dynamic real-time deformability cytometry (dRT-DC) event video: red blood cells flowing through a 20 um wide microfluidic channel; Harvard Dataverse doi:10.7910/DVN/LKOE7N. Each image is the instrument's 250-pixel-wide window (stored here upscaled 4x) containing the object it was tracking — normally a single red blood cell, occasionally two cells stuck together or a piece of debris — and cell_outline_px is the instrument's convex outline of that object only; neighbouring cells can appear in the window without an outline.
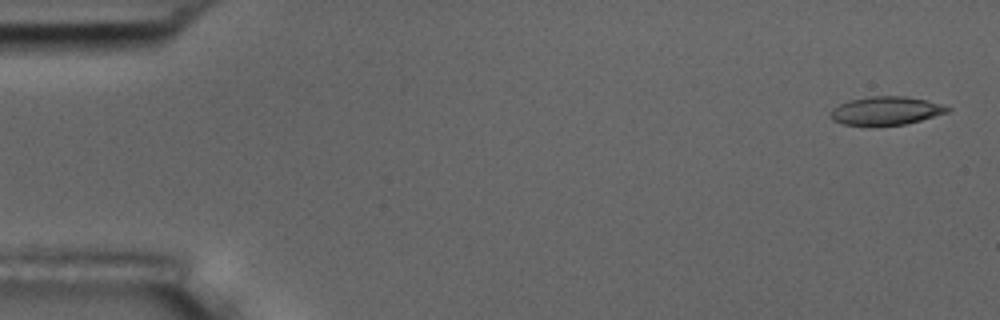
{"species": "common noctule bat (a hibernating species)", "species_latin": "Nyctalus noctula", "temperature_condition": "room temperature", "stored_images_in_passage": 5, "camera_frame_rate_fps": 3000, "um_per_image_px": 0.085, "animal": {"sex": "male", "body_mass_g": 17.5, "forearm_length_mm": 52.3}, "frame": {"image": 1, "passage_image": 1, "time_ms": 0.0, "image_size_px": [1000, 320], "cell_outline_px": [[952, 108], [948, 112], [920, 120], [904, 124], [876, 128], [872, 128], [844, 124], [832, 120], [832, 108], [848, 100], [868, 96], [904, 96], [924, 100], [940, 104]], "centroid_in_image_um": [75.26, 9.45], "position_along_channel_um": 9.7, "area_um2": 19.71}}
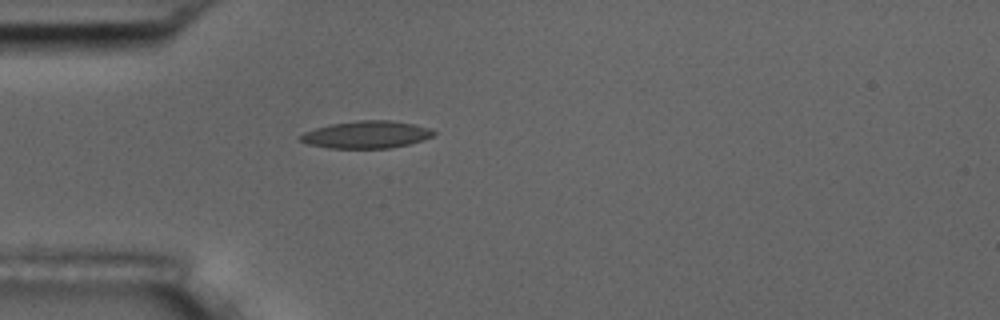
{"frame": {"image": 2, "passage_image": 5, "time_ms": 4.667, "image_size_px": [1000, 320], "cell_outline_px": [[436, 132], [432, 136], [424, 140], [392, 148], [328, 148], [308, 144], [300, 140], [300, 136], [304, 132], [316, 128], [332, 124], [356, 120], [388, 120], [412, 124], [428, 128]], "centroid_in_image_um": [31.14, 11.45], "position_along_channel_um": 53.9, "area_um2": 21.04}}